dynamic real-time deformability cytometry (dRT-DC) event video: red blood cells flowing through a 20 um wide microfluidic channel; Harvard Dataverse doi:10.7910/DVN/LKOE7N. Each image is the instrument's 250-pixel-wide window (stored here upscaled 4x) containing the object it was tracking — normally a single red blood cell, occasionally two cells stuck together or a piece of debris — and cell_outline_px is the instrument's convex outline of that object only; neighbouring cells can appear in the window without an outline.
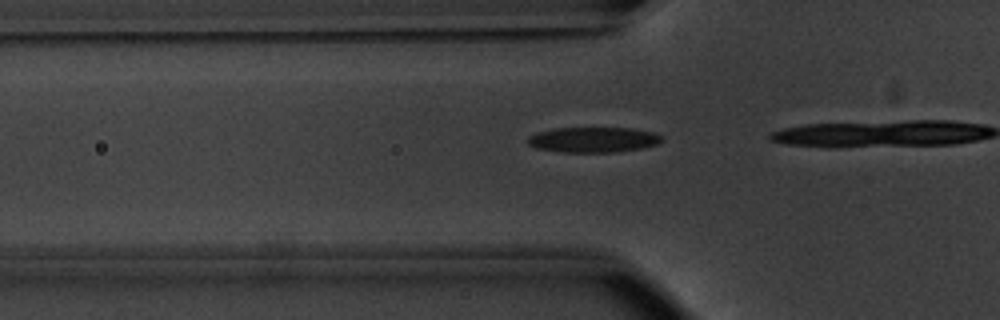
{"species": "common noctule bat (a hibernating species)", "species_latin": "Nyctalus noctula", "temperature_condition": "warm", "stored_images_in_passage": 12, "camera_frame_rate_fps": 3000, "um_per_image_px": 0.085, "animal": {"sex": "male", "body_mass_g": 20.1, "forearm_length_mm": 53.5}, "frame": {"image": 1, "passage_image": 10, "time_ms": 3.0, "image_size_px": [1000, 320], "cell_outline_px": [[664, 140], [656, 144], [640, 148], [616, 152], [560, 152], [536, 148], [528, 144], [524, 140], [528, 136], [536, 132], [552, 128], [632, 128], [652, 132], [660, 136]], "centroid_in_image_um": [50.35, 11.87], "position_along_channel_um": 75.5, "area_um2": 19.88}}